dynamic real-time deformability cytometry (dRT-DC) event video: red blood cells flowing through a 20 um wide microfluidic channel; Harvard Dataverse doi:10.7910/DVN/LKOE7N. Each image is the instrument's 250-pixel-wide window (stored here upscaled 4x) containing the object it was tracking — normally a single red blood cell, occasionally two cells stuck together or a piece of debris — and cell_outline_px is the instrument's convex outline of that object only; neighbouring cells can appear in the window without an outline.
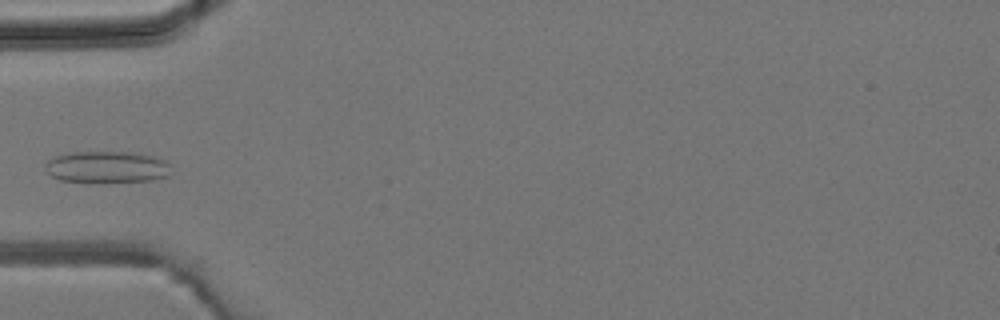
{"species": "common noctule bat (a hibernating species)", "species_latin": "Nyctalus noctula", "temperature_condition": "room temperature", "stored_images_in_passage": 4, "camera_frame_rate_fps": 3000, "um_per_image_px": 0.085, "animal": {"sex": "male", "body_mass_g": 19.2, "forearm_length_mm": 51.8}, "frame": {"image": 1, "passage_image": 4, "time_ms": 4.0, "image_size_px": [1000, 320], "cell_outline_px": [[168, 176], [152, 180], [96, 184], [60, 180], [52, 176], [44, 168], [44, 164], [48, 160], [56, 156], [72, 152], [132, 152], [152, 156], [164, 160], [168, 164]], "centroid_in_image_um": [9.03, 14.23], "position_along_channel_um": 76.0, "area_um2": 23.64}}